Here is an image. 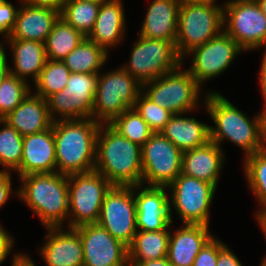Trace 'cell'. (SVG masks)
Listing matches in <instances>:
<instances>
[{"label":"cell","mask_w":266,"mask_h":266,"mask_svg":"<svg viewBox=\"0 0 266 266\" xmlns=\"http://www.w3.org/2000/svg\"><path fill=\"white\" fill-rule=\"evenodd\" d=\"M0 172H15L22 160L23 136L3 119H0ZM13 170V171H12Z\"/></svg>","instance_id":"cell-32"},{"label":"cell","mask_w":266,"mask_h":266,"mask_svg":"<svg viewBox=\"0 0 266 266\" xmlns=\"http://www.w3.org/2000/svg\"><path fill=\"white\" fill-rule=\"evenodd\" d=\"M175 70L142 85V92L173 114L194 112L200 105L202 87L187 69Z\"/></svg>","instance_id":"cell-7"},{"label":"cell","mask_w":266,"mask_h":266,"mask_svg":"<svg viewBox=\"0 0 266 266\" xmlns=\"http://www.w3.org/2000/svg\"><path fill=\"white\" fill-rule=\"evenodd\" d=\"M71 75V71L60 60H46L44 68L41 70L39 77L34 82V94L47 99L55 92L62 91Z\"/></svg>","instance_id":"cell-33"},{"label":"cell","mask_w":266,"mask_h":266,"mask_svg":"<svg viewBox=\"0 0 266 266\" xmlns=\"http://www.w3.org/2000/svg\"><path fill=\"white\" fill-rule=\"evenodd\" d=\"M98 74L71 73L66 87L46 100L53 121L92 118Z\"/></svg>","instance_id":"cell-12"},{"label":"cell","mask_w":266,"mask_h":266,"mask_svg":"<svg viewBox=\"0 0 266 266\" xmlns=\"http://www.w3.org/2000/svg\"><path fill=\"white\" fill-rule=\"evenodd\" d=\"M60 11L50 7L33 6L21 1L15 24L6 39L33 40L45 43Z\"/></svg>","instance_id":"cell-20"},{"label":"cell","mask_w":266,"mask_h":266,"mask_svg":"<svg viewBox=\"0 0 266 266\" xmlns=\"http://www.w3.org/2000/svg\"><path fill=\"white\" fill-rule=\"evenodd\" d=\"M262 111H259L260 115V129H261V143L263 148L266 149V105L262 107Z\"/></svg>","instance_id":"cell-49"},{"label":"cell","mask_w":266,"mask_h":266,"mask_svg":"<svg viewBox=\"0 0 266 266\" xmlns=\"http://www.w3.org/2000/svg\"><path fill=\"white\" fill-rule=\"evenodd\" d=\"M108 55L104 48L85 37L62 61L71 73L99 74L108 61Z\"/></svg>","instance_id":"cell-29"},{"label":"cell","mask_w":266,"mask_h":266,"mask_svg":"<svg viewBox=\"0 0 266 266\" xmlns=\"http://www.w3.org/2000/svg\"><path fill=\"white\" fill-rule=\"evenodd\" d=\"M3 120L15 128L23 137L43 132L53 125L47 100L32 93Z\"/></svg>","instance_id":"cell-25"},{"label":"cell","mask_w":266,"mask_h":266,"mask_svg":"<svg viewBox=\"0 0 266 266\" xmlns=\"http://www.w3.org/2000/svg\"><path fill=\"white\" fill-rule=\"evenodd\" d=\"M254 216H256V222L258 223V226H260V229L266 239V206L258 209Z\"/></svg>","instance_id":"cell-48"},{"label":"cell","mask_w":266,"mask_h":266,"mask_svg":"<svg viewBox=\"0 0 266 266\" xmlns=\"http://www.w3.org/2000/svg\"><path fill=\"white\" fill-rule=\"evenodd\" d=\"M81 237L83 266H129V250L98 223L74 228Z\"/></svg>","instance_id":"cell-16"},{"label":"cell","mask_w":266,"mask_h":266,"mask_svg":"<svg viewBox=\"0 0 266 266\" xmlns=\"http://www.w3.org/2000/svg\"><path fill=\"white\" fill-rule=\"evenodd\" d=\"M84 39L81 32L59 17L45 41L46 58L62 61Z\"/></svg>","instance_id":"cell-30"},{"label":"cell","mask_w":266,"mask_h":266,"mask_svg":"<svg viewBox=\"0 0 266 266\" xmlns=\"http://www.w3.org/2000/svg\"><path fill=\"white\" fill-rule=\"evenodd\" d=\"M243 166L247 186L261 209L266 206V149L245 157Z\"/></svg>","instance_id":"cell-34"},{"label":"cell","mask_w":266,"mask_h":266,"mask_svg":"<svg viewBox=\"0 0 266 266\" xmlns=\"http://www.w3.org/2000/svg\"><path fill=\"white\" fill-rule=\"evenodd\" d=\"M33 6L50 7L61 11L68 0H19Z\"/></svg>","instance_id":"cell-43"},{"label":"cell","mask_w":266,"mask_h":266,"mask_svg":"<svg viewBox=\"0 0 266 266\" xmlns=\"http://www.w3.org/2000/svg\"><path fill=\"white\" fill-rule=\"evenodd\" d=\"M223 31V4L218 5L216 0H182L175 43L182 59Z\"/></svg>","instance_id":"cell-5"},{"label":"cell","mask_w":266,"mask_h":266,"mask_svg":"<svg viewBox=\"0 0 266 266\" xmlns=\"http://www.w3.org/2000/svg\"><path fill=\"white\" fill-rule=\"evenodd\" d=\"M100 4L83 0H68L60 11L68 24L87 37L96 22Z\"/></svg>","instance_id":"cell-31"},{"label":"cell","mask_w":266,"mask_h":266,"mask_svg":"<svg viewBox=\"0 0 266 266\" xmlns=\"http://www.w3.org/2000/svg\"><path fill=\"white\" fill-rule=\"evenodd\" d=\"M265 52H263V58L260 65V71H259V82L261 87V94L264 99V105H266V47L264 49Z\"/></svg>","instance_id":"cell-44"},{"label":"cell","mask_w":266,"mask_h":266,"mask_svg":"<svg viewBox=\"0 0 266 266\" xmlns=\"http://www.w3.org/2000/svg\"><path fill=\"white\" fill-rule=\"evenodd\" d=\"M183 152L161 132L141 147L142 185L168 187L180 174Z\"/></svg>","instance_id":"cell-13"},{"label":"cell","mask_w":266,"mask_h":266,"mask_svg":"<svg viewBox=\"0 0 266 266\" xmlns=\"http://www.w3.org/2000/svg\"><path fill=\"white\" fill-rule=\"evenodd\" d=\"M224 32L244 50L266 47V16L253 0H228L223 4Z\"/></svg>","instance_id":"cell-11"},{"label":"cell","mask_w":266,"mask_h":266,"mask_svg":"<svg viewBox=\"0 0 266 266\" xmlns=\"http://www.w3.org/2000/svg\"><path fill=\"white\" fill-rule=\"evenodd\" d=\"M138 37L131 50L129 63L121 67L142 85L182 65L174 42Z\"/></svg>","instance_id":"cell-10"},{"label":"cell","mask_w":266,"mask_h":266,"mask_svg":"<svg viewBox=\"0 0 266 266\" xmlns=\"http://www.w3.org/2000/svg\"><path fill=\"white\" fill-rule=\"evenodd\" d=\"M134 109L154 133L161 132L173 115L169 110L154 103L143 92L139 94Z\"/></svg>","instance_id":"cell-37"},{"label":"cell","mask_w":266,"mask_h":266,"mask_svg":"<svg viewBox=\"0 0 266 266\" xmlns=\"http://www.w3.org/2000/svg\"><path fill=\"white\" fill-rule=\"evenodd\" d=\"M182 0H153L139 30V36L176 43L178 13Z\"/></svg>","instance_id":"cell-24"},{"label":"cell","mask_w":266,"mask_h":266,"mask_svg":"<svg viewBox=\"0 0 266 266\" xmlns=\"http://www.w3.org/2000/svg\"><path fill=\"white\" fill-rule=\"evenodd\" d=\"M12 265L11 266H36L35 262L33 259L24 253H15L12 257Z\"/></svg>","instance_id":"cell-46"},{"label":"cell","mask_w":266,"mask_h":266,"mask_svg":"<svg viewBox=\"0 0 266 266\" xmlns=\"http://www.w3.org/2000/svg\"><path fill=\"white\" fill-rule=\"evenodd\" d=\"M83 1H90V2H95V3L101 4V3L107 2L109 0H83Z\"/></svg>","instance_id":"cell-51"},{"label":"cell","mask_w":266,"mask_h":266,"mask_svg":"<svg viewBox=\"0 0 266 266\" xmlns=\"http://www.w3.org/2000/svg\"><path fill=\"white\" fill-rule=\"evenodd\" d=\"M243 51L237 42L223 31L217 37L188 52L182 62L191 56L192 62L187 70L202 87L208 80L224 73Z\"/></svg>","instance_id":"cell-15"},{"label":"cell","mask_w":266,"mask_h":266,"mask_svg":"<svg viewBox=\"0 0 266 266\" xmlns=\"http://www.w3.org/2000/svg\"><path fill=\"white\" fill-rule=\"evenodd\" d=\"M99 128L93 118L53 122L58 173L68 176L94 171Z\"/></svg>","instance_id":"cell-2"},{"label":"cell","mask_w":266,"mask_h":266,"mask_svg":"<svg viewBox=\"0 0 266 266\" xmlns=\"http://www.w3.org/2000/svg\"><path fill=\"white\" fill-rule=\"evenodd\" d=\"M184 115L173 114L161 133L182 152L206 145L210 141V125Z\"/></svg>","instance_id":"cell-27"},{"label":"cell","mask_w":266,"mask_h":266,"mask_svg":"<svg viewBox=\"0 0 266 266\" xmlns=\"http://www.w3.org/2000/svg\"><path fill=\"white\" fill-rule=\"evenodd\" d=\"M17 10L11 2L0 0V36L2 35L3 39L8 37L14 27Z\"/></svg>","instance_id":"cell-39"},{"label":"cell","mask_w":266,"mask_h":266,"mask_svg":"<svg viewBox=\"0 0 266 266\" xmlns=\"http://www.w3.org/2000/svg\"><path fill=\"white\" fill-rule=\"evenodd\" d=\"M11 172H0V208L3 207L12 194Z\"/></svg>","instance_id":"cell-42"},{"label":"cell","mask_w":266,"mask_h":266,"mask_svg":"<svg viewBox=\"0 0 266 266\" xmlns=\"http://www.w3.org/2000/svg\"><path fill=\"white\" fill-rule=\"evenodd\" d=\"M45 229L46 240L41 244L39 253L47 266H83L81 237L74 228Z\"/></svg>","instance_id":"cell-18"},{"label":"cell","mask_w":266,"mask_h":266,"mask_svg":"<svg viewBox=\"0 0 266 266\" xmlns=\"http://www.w3.org/2000/svg\"><path fill=\"white\" fill-rule=\"evenodd\" d=\"M203 95V107H206L207 114L215 123V126H209L210 141L222 148L221 143L229 140L243 149L244 158L264 149L261 143L259 112L250 119L218 91H209Z\"/></svg>","instance_id":"cell-1"},{"label":"cell","mask_w":266,"mask_h":266,"mask_svg":"<svg viewBox=\"0 0 266 266\" xmlns=\"http://www.w3.org/2000/svg\"><path fill=\"white\" fill-rule=\"evenodd\" d=\"M256 2L266 16V0H256Z\"/></svg>","instance_id":"cell-50"},{"label":"cell","mask_w":266,"mask_h":266,"mask_svg":"<svg viewBox=\"0 0 266 266\" xmlns=\"http://www.w3.org/2000/svg\"><path fill=\"white\" fill-rule=\"evenodd\" d=\"M122 0H109L101 3L96 22L91 33L87 36L98 46L109 49L116 47L124 40L126 19Z\"/></svg>","instance_id":"cell-23"},{"label":"cell","mask_w":266,"mask_h":266,"mask_svg":"<svg viewBox=\"0 0 266 266\" xmlns=\"http://www.w3.org/2000/svg\"><path fill=\"white\" fill-rule=\"evenodd\" d=\"M263 260L261 261L260 266H266V257L262 258Z\"/></svg>","instance_id":"cell-52"},{"label":"cell","mask_w":266,"mask_h":266,"mask_svg":"<svg viewBox=\"0 0 266 266\" xmlns=\"http://www.w3.org/2000/svg\"><path fill=\"white\" fill-rule=\"evenodd\" d=\"M142 84L122 67L98 74L92 118L100 124H109L123 111L134 108Z\"/></svg>","instance_id":"cell-6"},{"label":"cell","mask_w":266,"mask_h":266,"mask_svg":"<svg viewBox=\"0 0 266 266\" xmlns=\"http://www.w3.org/2000/svg\"><path fill=\"white\" fill-rule=\"evenodd\" d=\"M216 266H243V264L226 244L218 253Z\"/></svg>","instance_id":"cell-41"},{"label":"cell","mask_w":266,"mask_h":266,"mask_svg":"<svg viewBox=\"0 0 266 266\" xmlns=\"http://www.w3.org/2000/svg\"><path fill=\"white\" fill-rule=\"evenodd\" d=\"M167 188L171 221L173 206L182 224L210 225V206L217 189L213 184L180 174Z\"/></svg>","instance_id":"cell-9"},{"label":"cell","mask_w":266,"mask_h":266,"mask_svg":"<svg viewBox=\"0 0 266 266\" xmlns=\"http://www.w3.org/2000/svg\"><path fill=\"white\" fill-rule=\"evenodd\" d=\"M16 172L19 177L57 172L53 125L43 132L23 137L22 160Z\"/></svg>","instance_id":"cell-19"},{"label":"cell","mask_w":266,"mask_h":266,"mask_svg":"<svg viewBox=\"0 0 266 266\" xmlns=\"http://www.w3.org/2000/svg\"><path fill=\"white\" fill-rule=\"evenodd\" d=\"M133 186L112 185L106 192L98 224L129 247L137 230Z\"/></svg>","instance_id":"cell-14"},{"label":"cell","mask_w":266,"mask_h":266,"mask_svg":"<svg viewBox=\"0 0 266 266\" xmlns=\"http://www.w3.org/2000/svg\"><path fill=\"white\" fill-rule=\"evenodd\" d=\"M219 237L213 236L195 257L192 266H216L219 251L226 245Z\"/></svg>","instance_id":"cell-38"},{"label":"cell","mask_w":266,"mask_h":266,"mask_svg":"<svg viewBox=\"0 0 266 266\" xmlns=\"http://www.w3.org/2000/svg\"><path fill=\"white\" fill-rule=\"evenodd\" d=\"M109 125L123 137L141 147L154 133L134 108L123 111L115 117Z\"/></svg>","instance_id":"cell-35"},{"label":"cell","mask_w":266,"mask_h":266,"mask_svg":"<svg viewBox=\"0 0 266 266\" xmlns=\"http://www.w3.org/2000/svg\"><path fill=\"white\" fill-rule=\"evenodd\" d=\"M5 47L0 46V84L10 74Z\"/></svg>","instance_id":"cell-45"},{"label":"cell","mask_w":266,"mask_h":266,"mask_svg":"<svg viewBox=\"0 0 266 266\" xmlns=\"http://www.w3.org/2000/svg\"><path fill=\"white\" fill-rule=\"evenodd\" d=\"M14 194L36 214L44 228L63 227L68 223V176L32 173L19 178Z\"/></svg>","instance_id":"cell-4"},{"label":"cell","mask_w":266,"mask_h":266,"mask_svg":"<svg viewBox=\"0 0 266 266\" xmlns=\"http://www.w3.org/2000/svg\"><path fill=\"white\" fill-rule=\"evenodd\" d=\"M129 266H172L167 257L138 263H129Z\"/></svg>","instance_id":"cell-47"},{"label":"cell","mask_w":266,"mask_h":266,"mask_svg":"<svg viewBox=\"0 0 266 266\" xmlns=\"http://www.w3.org/2000/svg\"><path fill=\"white\" fill-rule=\"evenodd\" d=\"M167 187L133 186L136 202L137 230L161 231L170 230L172 221L170 217L169 190Z\"/></svg>","instance_id":"cell-17"},{"label":"cell","mask_w":266,"mask_h":266,"mask_svg":"<svg viewBox=\"0 0 266 266\" xmlns=\"http://www.w3.org/2000/svg\"><path fill=\"white\" fill-rule=\"evenodd\" d=\"M94 170L112 185H141V146L123 137L109 124H100Z\"/></svg>","instance_id":"cell-3"},{"label":"cell","mask_w":266,"mask_h":266,"mask_svg":"<svg viewBox=\"0 0 266 266\" xmlns=\"http://www.w3.org/2000/svg\"><path fill=\"white\" fill-rule=\"evenodd\" d=\"M15 241L9 231L5 230L0 224V266L13 251Z\"/></svg>","instance_id":"cell-40"},{"label":"cell","mask_w":266,"mask_h":266,"mask_svg":"<svg viewBox=\"0 0 266 266\" xmlns=\"http://www.w3.org/2000/svg\"><path fill=\"white\" fill-rule=\"evenodd\" d=\"M209 226L183 224L170 230L167 258L172 266H192L195 257L213 237Z\"/></svg>","instance_id":"cell-22"},{"label":"cell","mask_w":266,"mask_h":266,"mask_svg":"<svg viewBox=\"0 0 266 266\" xmlns=\"http://www.w3.org/2000/svg\"><path fill=\"white\" fill-rule=\"evenodd\" d=\"M4 41L1 40L0 46L10 45L12 53L13 67H9L10 74L24 81L30 76L35 82L47 60L45 43L19 39H4Z\"/></svg>","instance_id":"cell-26"},{"label":"cell","mask_w":266,"mask_h":266,"mask_svg":"<svg viewBox=\"0 0 266 266\" xmlns=\"http://www.w3.org/2000/svg\"><path fill=\"white\" fill-rule=\"evenodd\" d=\"M30 92L28 81L9 74L0 84V119L11 113Z\"/></svg>","instance_id":"cell-36"},{"label":"cell","mask_w":266,"mask_h":266,"mask_svg":"<svg viewBox=\"0 0 266 266\" xmlns=\"http://www.w3.org/2000/svg\"><path fill=\"white\" fill-rule=\"evenodd\" d=\"M112 184L99 172L68 175V225L97 223L106 192Z\"/></svg>","instance_id":"cell-8"},{"label":"cell","mask_w":266,"mask_h":266,"mask_svg":"<svg viewBox=\"0 0 266 266\" xmlns=\"http://www.w3.org/2000/svg\"><path fill=\"white\" fill-rule=\"evenodd\" d=\"M225 151L209 141L206 145L183 152L181 174L206 181L218 188L220 171L223 170Z\"/></svg>","instance_id":"cell-21"},{"label":"cell","mask_w":266,"mask_h":266,"mask_svg":"<svg viewBox=\"0 0 266 266\" xmlns=\"http://www.w3.org/2000/svg\"><path fill=\"white\" fill-rule=\"evenodd\" d=\"M170 230H138L128 247L129 263L157 260L167 257Z\"/></svg>","instance_id":"cell-28"}]
</instances>
